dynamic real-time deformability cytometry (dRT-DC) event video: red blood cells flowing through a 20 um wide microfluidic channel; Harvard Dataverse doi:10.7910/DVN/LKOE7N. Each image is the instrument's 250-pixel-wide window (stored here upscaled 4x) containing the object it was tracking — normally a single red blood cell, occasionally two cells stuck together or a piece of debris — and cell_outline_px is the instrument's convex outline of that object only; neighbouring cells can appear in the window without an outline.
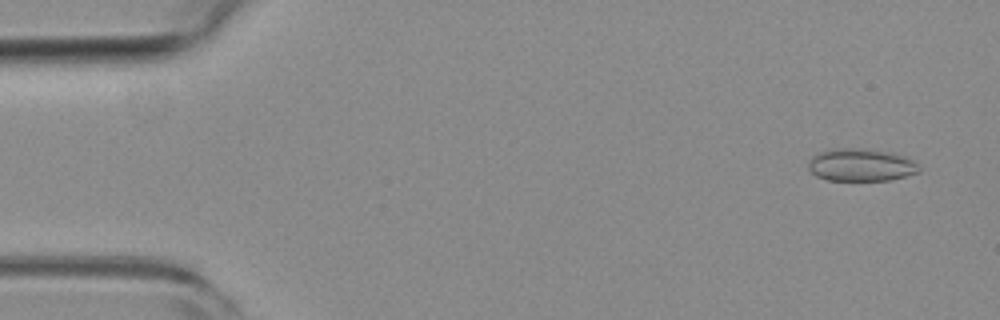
{"species": "common noctule bat (a hibernating species)", "species_latin": "Nyctalus noctula", "temperature_condition": "room temperature", "stored_images_in_passage": 54, "camera_frame_rate_fps": 3000, "um_per_image_px": 0.085, "animal": {"sex": "female", "body_mass_g": 19.3, "forearm_length_mm": 54.1}, "frame": {"image": 1, "passage_image": 3, "time_ms": 0.667, "image_size_px": [1000, 320], "cell_outline_px": [[920, 172], [892, 180], [828, 180], [816, 176], [808, 168], [808, 160], [812, 156], [820, 152], [832, 148], [864, 148], [888, 152], [904, 156], [912, 160], [920, 168]], "centroid_in_image_um": [73.16, 14.02], "position_along_channel_um": 11.8, "area_um2": 21.1}}
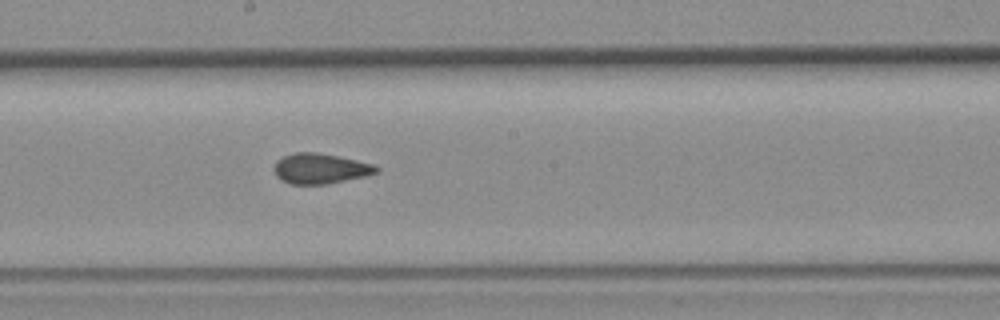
{"frame": {"image": 2, "passage_image": 29, "time_ms": 9.333, "image_size_px": [1000, 320], "cell_outline_px": [[380, 172], [368, 176], [328, 184], [288, 184], [280, 180], [276, 176], [272, 168], [276, 160], [284, 156], [296, 152], [316, 152], [356, 160], [372, 164], [380, 168]], "centroid_in_image_um": [27.21, 14.34], "position_along_channel_um": 221.0, "area_um2": 18.32}}
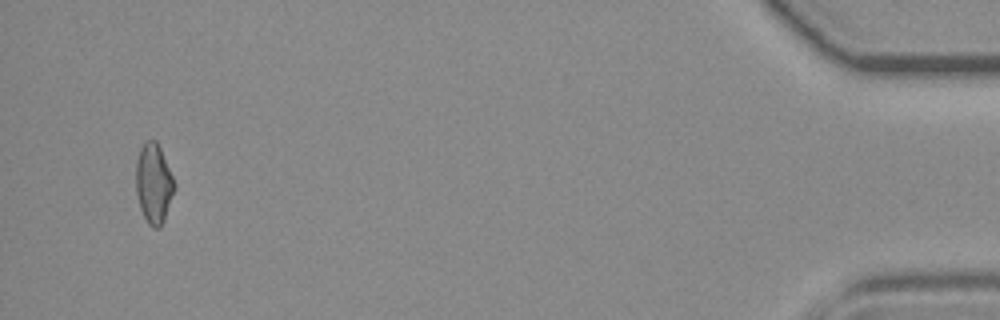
{"frame": {"image": 3, "passage_image": 52, "time_ms": 17.0, "image_size_px": [1000, 320], "cell_outline_px": [[176, 188], [164, 220], [160, 228], [152, 228], [148, 224], [140, 208], [136, 192], [136, 160], [140, 148], [148, 140], [156, 140], [160, 148], [176, 184]], "centroid_in_image_um": [13.07, 15.62], "position_along_channel_um": 422.1, "area_um2": 17.92}, "authors_computed_cell_mechanics": {"area_um2": 18.207, "velocity_mm_per_s": 3.7694, "shape_relaxation_time_tau1_ms": null, "shape_relaxation_time_tau2_ms": 2.0154, "deformation_change_tau1": null, "deformation_change_tau2": 0.0576}}